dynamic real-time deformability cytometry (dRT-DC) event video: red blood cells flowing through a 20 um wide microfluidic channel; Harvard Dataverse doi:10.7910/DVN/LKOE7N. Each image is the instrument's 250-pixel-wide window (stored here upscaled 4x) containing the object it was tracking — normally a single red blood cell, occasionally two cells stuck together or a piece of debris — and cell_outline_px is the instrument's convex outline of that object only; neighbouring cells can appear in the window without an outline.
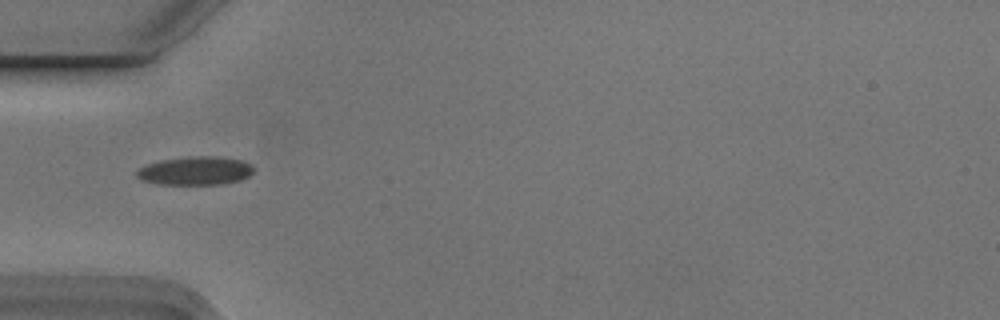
{"species": "Egyptian fruit bat (a non-hibernating species)", "species_latin": "Rousettus aegyptiacus", "temperature_condition": "cold", "stored_images_in_passage": 8, "camera_frame_rate_fps": 3000, "um_per_image_px": 0.085, "animal": {"sex": "male"}, "frame": {"image": 1, "passage_image": 5, "time_ms": 1.333, "image_size_px": [1000, 320], "cell_outline_px": [[252, 172], [248, 176], [240, 180], [220, 184], [160, 184], [144, 180], [136, 176], [136, 172], [140, 168], [148, 164], [160, 160], [188, 156], [220, 156], [244, 160], [252, 164]], "centroid_in_image_um": [16.64, 14.49], "position_along_channel_um": 68.4, "area_um2": 19.36}}
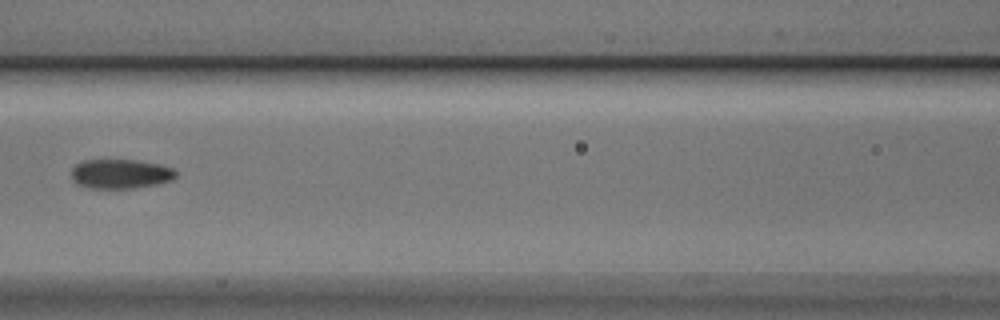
{"frame": {"image": 2, "passage_image": 7, "time_ms": 2.0, "image_size_px": [1000, 320], "cell_outline_px": [[176, 176], [172, 180], [160, 184], [132, 188], [92, 188], [76, 184], [72, 180], [72, 168], [76, 164], [84, 160], [136, 160], [160, 164], [172, 168], [176, 172]], "centroid_in_image_um": [10.25, 14.78], "position_along_channel_um": 156.4, "area_um2": 17.98}}
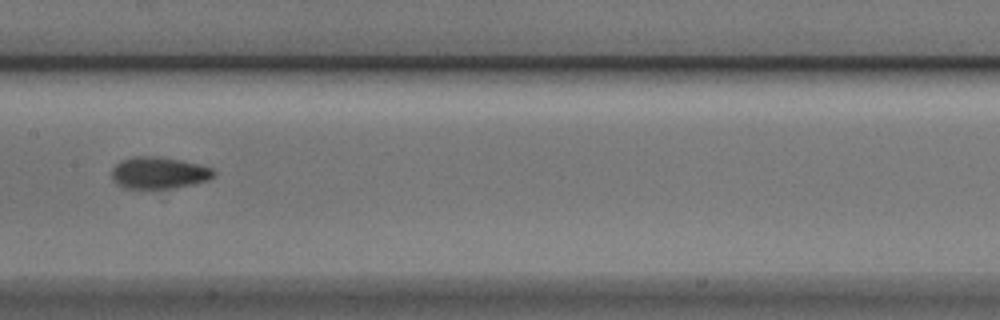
{"frame": {"image": 3, "passage_image": 8, "time_ms": 2.333, "image_size_px": [1000, 320], "cell_outline_px": [[216, 176], [208, 180], [192, 184], [172, 188], [124, 188], [112, 180], [112, 168], [116, 164], [124, 160], [136, 156], [156, 156], [180, 160], [200, 164], [212, 168], [216, 172]], "centroid_in_image_um": [13.53, 14.69], "position_along_channel_um": 193.9, "area_um2": 18.84}}